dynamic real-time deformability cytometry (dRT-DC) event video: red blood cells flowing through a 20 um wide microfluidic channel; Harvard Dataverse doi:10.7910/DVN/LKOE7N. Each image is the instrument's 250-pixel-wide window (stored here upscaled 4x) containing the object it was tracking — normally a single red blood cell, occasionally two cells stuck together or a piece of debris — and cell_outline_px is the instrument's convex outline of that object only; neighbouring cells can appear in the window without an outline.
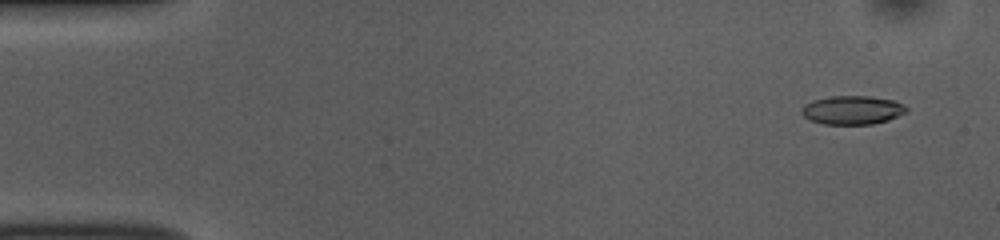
{"species": "common noctule bat (a hibernating species)", "species_latin": "Nyctalus noctula", "temperature_condition": "room temperature", "stored_images_in_passage": 54, "camera_frame_rate_fps": 3000, "um_per_image_px": 0.085, "animal": {"sex": "female", "body_mass_g": 10.0, "forearm_length_mm": 53.1}, "frame": {"image": 1, "passage_image": 4, "time_ms": 1.0, "image_size_px": [1000, 240], "cell_outline_px": [[908, 112], [888, 120], [872, 124], [824, 124], [808, 120], [800, 112], [804, 104], [812, 100], [832, 96], [868, 96], [896, 100], [908, 108]], "centroid_in_image_um": [72.45, 9.35], "position_along_channel_um": 12.6, "area_um2": 17.69}}
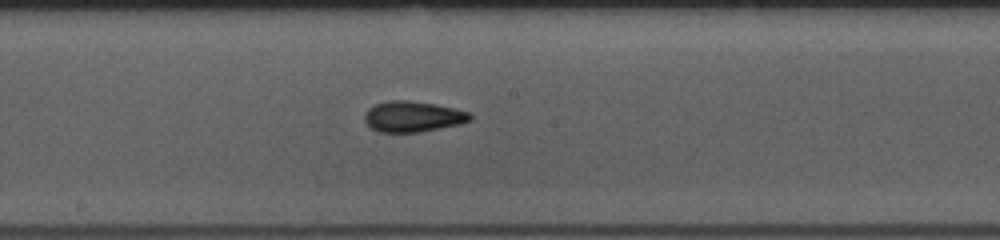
{"frame": {"image": 2, "passage_image": 29, "time_ms": 9.333, "image_size_px": [1000, 240], "cell_outline_px": [[472, 120], [460, 124], [440, 128], [416, 132], [380, 132], [372, 128], [364, 120], [364, 116], [368, 108], [376, 104], [388, 100], [408, 100], [436, 104], [468, 112], [472, 116]], "centroid_in_image_um": [35.08, 9.9], "position_along_channel_um": 213.1, "area_um2": 18.79}}
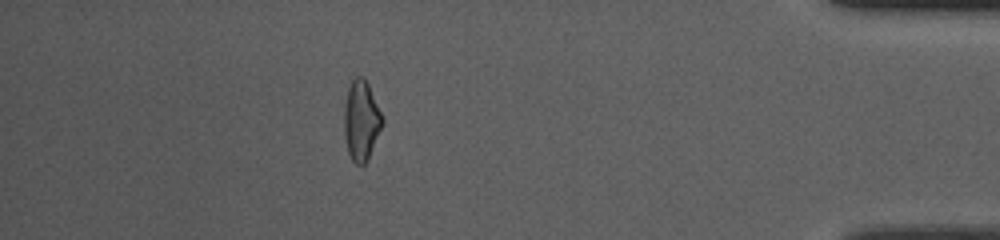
{"frame": {"image": 3, "passage_image": 48, "time_ms": 15.667, "image_size_px": [1000, 240], "cell_outline_px": [[384, 124], [368, 160], [364, 164], [356, 164], [352, 160], [348, 152], [344, 136], [344, 108], [348, 88], [352, 80], [356, 76], [364, 76], [368, 84], [384, 120]], "centroid_in_image_um": [30.71, 10.26], "position_along_channel_um": 404.5, "area_um2": 17.92}, "authors_computed_cell_mechanics": {"area_um2": 17.918, "velocity_mm_per_s": 3.7575, "shape_relaxation_time_tau1_ms": 11.3395, "shape_relaxation_time_tau2_ms": 3.3898, "deformation_change_tau1": 0.2063, "deformation_change_tau2": 0.105}}